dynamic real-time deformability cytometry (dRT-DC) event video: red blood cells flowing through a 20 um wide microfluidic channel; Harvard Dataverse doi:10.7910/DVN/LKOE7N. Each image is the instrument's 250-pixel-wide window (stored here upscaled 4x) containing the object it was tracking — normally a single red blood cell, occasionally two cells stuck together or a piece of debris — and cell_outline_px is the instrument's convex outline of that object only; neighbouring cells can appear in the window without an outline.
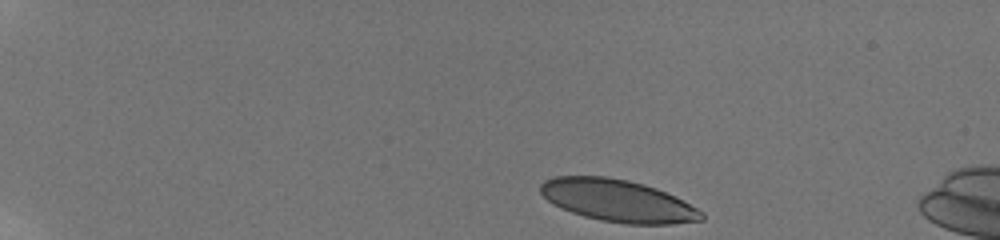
{"species": "human", "species_latin": "Homo sapiens", "temperature_condition": "room temperature", "stored_images_in_passage": 42, "camera_frame_rate_fps": 3000, "um_per_image_px": 0.085, "donor": {"sex": "male"}, "frame": {"image": 1, "passage_image": 1, "time_ms": 0.0, "image_size_px": [1000, 240], "cell_outline_px": [[704, 220], [672, 224], [624, 224], [600, 220], [584, 216], [560, 208], [552, 204], [540, 192], [540, 184], [544, 180], [556, 176], [608, 176], [628, 180], [644, 184], [656, 188], [676, 196], [704, 212]], "centroid_in_image_um": [52.52, 17.06], "position_along_channel_um": 32.5, "area_um2": 39.82}}
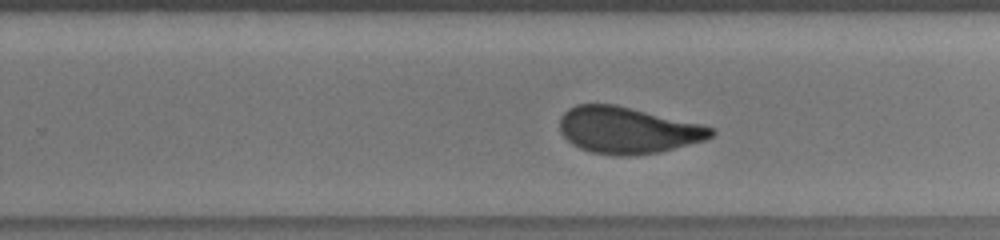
{"frame": {"image": 2, "passage_image": 29, "time_ms": 9.333, "image_size_px": [1000, 240], "cell_outline_px": [[716, 132], [712, 136], [704, 140], [660, 152], [628, 156], [616, 156], [592, 152], [580, 148], [572, 144], [560, 132], [560, 116], [568, 108], [576, 104], [616, 104], [700, 124], [716, 128]], "centroid_in_image_um": [53.33, 11.06], "position_along_channel_um": 276.5, "area_um2": 41.1}}
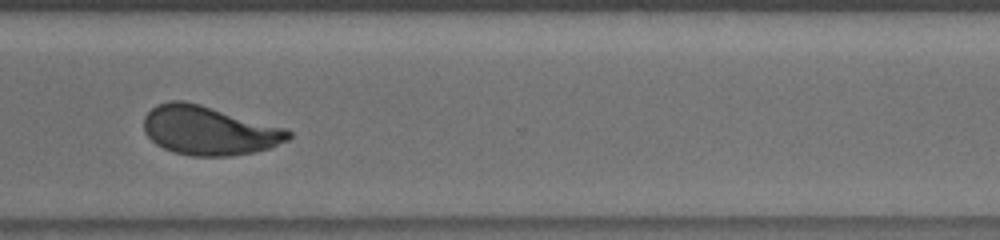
{"frame": {"image": 3, "passage_image": 35, "time_ms": 11.333, "image_size_px": [1000, 240], "cell_outline_px": [[292, 136], [288, 140], [268, 148], [256, 152], [232, 156], [192, 156], [176, 152], [164, 148], [156, 144], [144, 132], [144, 116], [156, 104], [172, 100], [184, 100], [200, 104], [288, 128], [292, 132]], "centroid_in_image_um": [17.79, 11.08], "position_along_channel_um": 352.8, "area_um2": 41.5}, "authors_computed_cell_mechanics": {"area_um2": 41.3848, "velocity_mm_per_s": 3.8156, "shape_relaxation_time_tau1_ms": 7.9502, "shape_relaxation_time_tau2_ms": 0.8602, "deformation_change_tau1": 0.2163, "deformation_change_tau2": 0.0667}}